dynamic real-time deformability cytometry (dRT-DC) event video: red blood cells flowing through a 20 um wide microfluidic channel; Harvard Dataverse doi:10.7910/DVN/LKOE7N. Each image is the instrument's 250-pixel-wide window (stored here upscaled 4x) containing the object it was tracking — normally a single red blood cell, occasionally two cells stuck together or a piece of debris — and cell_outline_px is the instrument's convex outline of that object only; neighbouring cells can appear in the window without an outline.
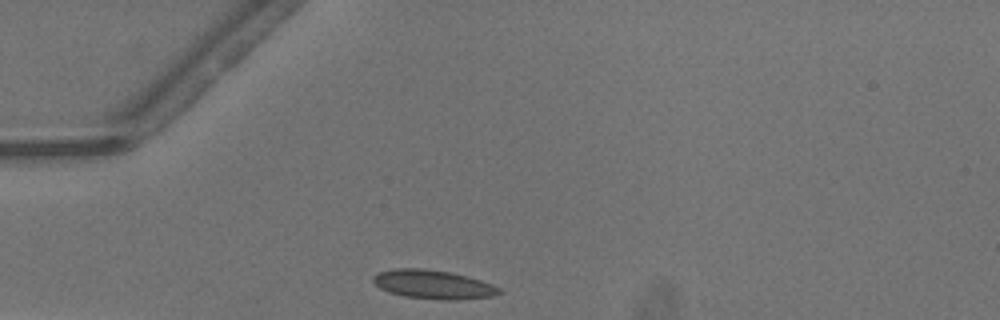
{"species": "common noctule bat (a hibernating species)", "species_latin": "Nyctalus noctula", "temperature_condition": "warm", "stored_images_in_passage": 25, "camera_frame_rate_fps": 3000, "um_per_image_px": 0.085, "animal": {"sex": "male", "body_mass_g": 13.3}, "frame": {"image": 1, "passage_image": 1, "time_ms": 0.0, "image_size_px": [1000, 320], "cell_outline_px": [[500, 292], [492, 296], [456, 300], [444, 300], [404, 296], [388, 292], [380, 288], [372, 280], [372, 276], [380, 272], [396, 268], [420, 268], [452, 272], [468, 276], [492, 284], [500, 288]], "centroid_in_image_um": [36.81, 24.17], "position_along_channel_um": 48.2, "area_um2": 21.1}}
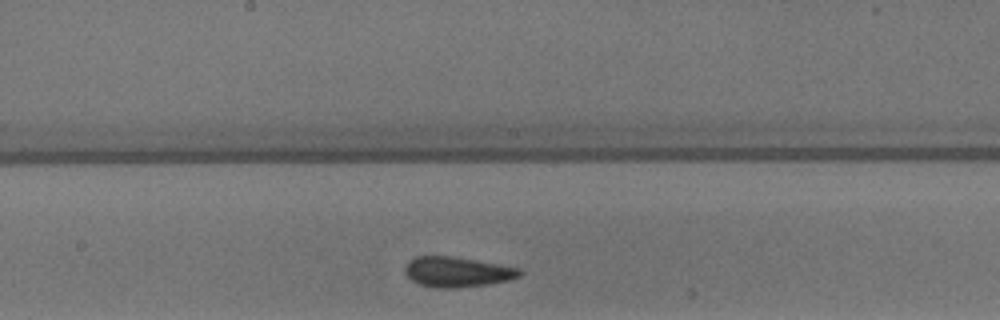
{"frame": {"image": 2, "passage_image": 14, "time_ms": 4.333, "image_size_px": [1000, 320], "cell_outline_px": [[524, 272], [520, 276], [508, 280], [488, 284], [456, 288], [432, 288], [420, 284], [412, 280], [404, 272], [404, 268], [408, 260], [416, 256], [456, 256], [520, 268]], "centroid_in_image_um": [38.85, 23.11], "position_along_channel_um": 209.3, "area_um2": 20.4}}
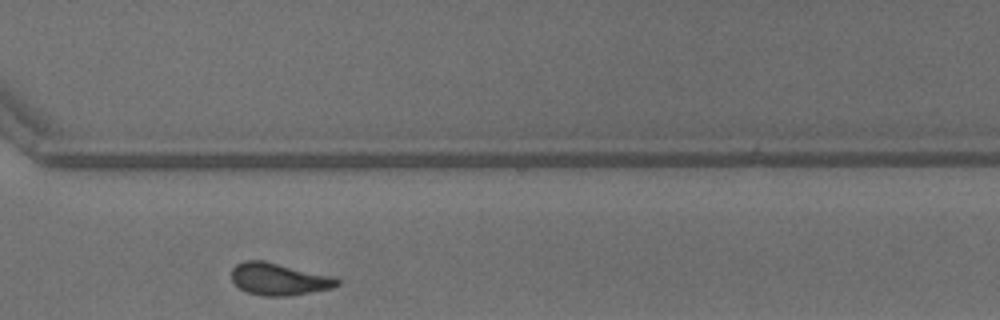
{"frame": {"image": 3, "passage_image": 24, "time_ms": 7.667, "image_size_px": [1000, 320], "cell_outline_px": [[340, 284], [332, 288], [292, 296], [264, 296], [248, 292], [240, 288], [232, 280], [232, 268], [236, 264], [244, 260], [264, 260], [336, 276], [340, 280]], "centroid_in_image_um": [23.76, 23.71], "position_along_channel_um": 346.8, "area_um2": 20.11}}